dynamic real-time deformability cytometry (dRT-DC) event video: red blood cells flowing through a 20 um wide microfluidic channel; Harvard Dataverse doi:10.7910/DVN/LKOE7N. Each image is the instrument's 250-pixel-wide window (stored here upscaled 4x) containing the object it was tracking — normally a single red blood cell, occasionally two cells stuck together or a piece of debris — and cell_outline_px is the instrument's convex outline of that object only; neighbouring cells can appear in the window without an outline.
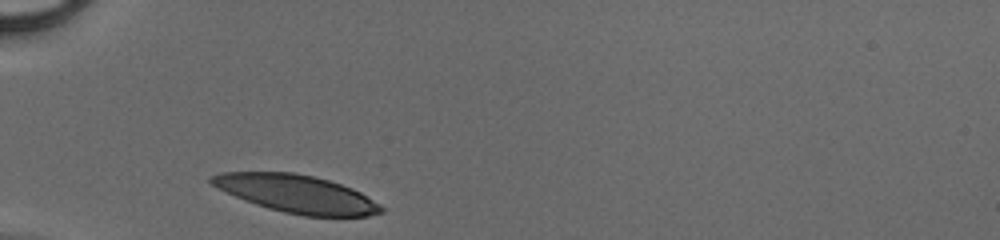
{"species": "human", "species_latin": "Homo sapiens", "temperature_condition": "cold", "stored_images_in_passage": 26, "camera_frame_rate_fps": 3000, "um_per_image_px": 0.085, "donor": {"sex": "male"}, "frame": {"image": 1, "passage_image": 1, "time_ms": 0.0, "image_size_px": [1000, 240], "cell_outline_px": [[384, 212], [368, 216], [304, 216], [284, 212], [268, 208], [244, 200], [212, 184], [208, 180], [208, 176], [220, 172], [292, 172], [312, 176], [328, 180], [352, 188], [360, 192], [380, 204], [384, 208]], "centroid_in_image_um": [25.22, 16.47], "position_along_channel_um": 59.8, "area_um2": 37.11}}
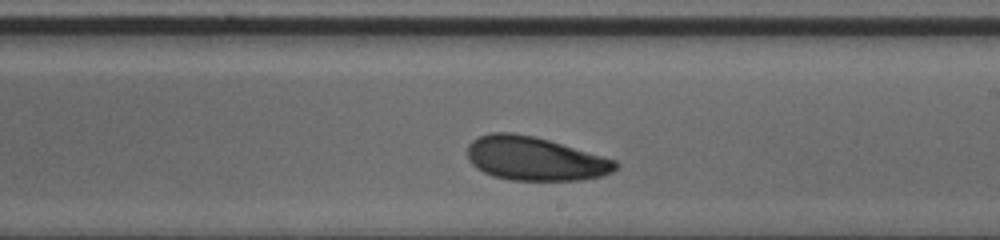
{"frame": {"image": 2, "passage_image": 15, "time_ms": 4.667, "image_size_px": [1000, 240], "cell_outline_px": [[620, 164], [612, 172], [604, 176], [580, 180], [512, 180], [492, 176], [476, 168], [468, 160], [468, 144], [472, 140], [480, 136], [492, 132], [512, 132], [532, 136], [548, 140], [616, 160]], "centroid_in_image_um": [45.46, 13.49], "position_along_channel_um": 243.5, "area_um2": 37.69}}
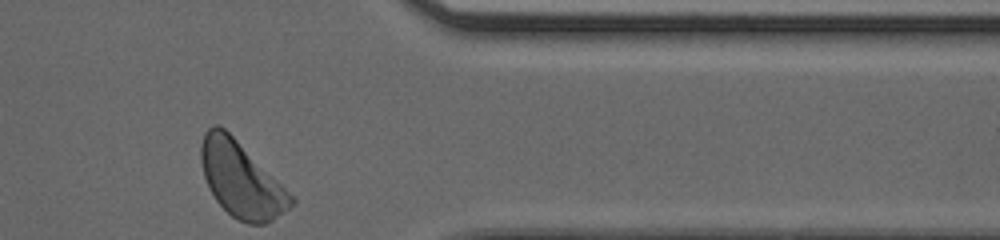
{"frame": {"image": 3, "passage_image": 26, "time_ms": 8.333, "image_size_px": [1000, 240], "cell_outline_px": [[296, 200], [288, 208], [272, 220], [264, 224], [248, 224], [236, 220], [216, 200], [204, 176], [200, 160], [200, 144], [204, 132], [212, 124], [220, 124], [296, 196]], "centroid_in_image_um": [20.51, 15.25], "position_along_channel_um": 390.9, "area_um2": 39.59}}